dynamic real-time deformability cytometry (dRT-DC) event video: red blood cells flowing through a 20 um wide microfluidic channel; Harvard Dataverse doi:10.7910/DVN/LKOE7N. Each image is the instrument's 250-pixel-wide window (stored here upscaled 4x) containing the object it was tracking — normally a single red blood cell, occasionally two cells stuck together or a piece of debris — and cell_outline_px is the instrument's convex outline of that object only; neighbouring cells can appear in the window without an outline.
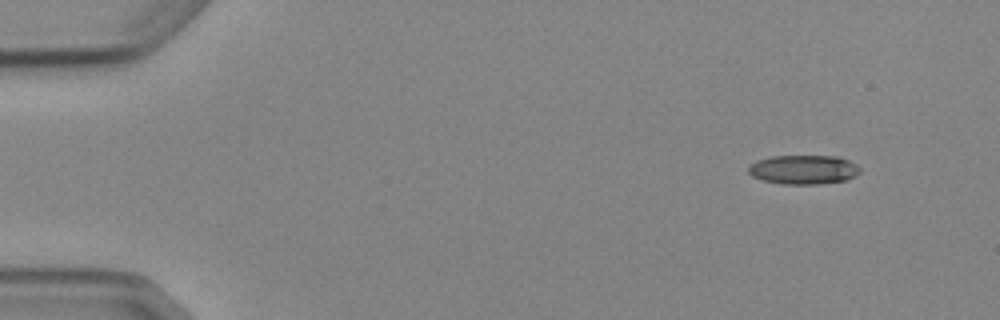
{"species": "Egyptian fruit bat (a non-hibernating species)", "species_latin": "Rousettus aegyptiacus", "temperature_condition": "cold", "stored_images_in_passage": 5, "camera_frame_rate_fps": 3000, "um_per_image_px": 0.085, "animal": {"sex": "female"}, "frame": {"image": 1, "passage_image": 1, "time_ms": 0.0, "image_size_px": [1000, 320], "cell_outline_px": [[860, 172], [856, 176], [848, 180], [820, 184], [784, 184], [764, 180], [752, 176], [748, 172], [748, 164], [756, 160], [772, 156], [840, 156], [856, 164], [860, 168]], "centroid_in_image_um": [68.31, 14.41], "position_along_channel_um": 16.7, "area_um2": 19.19}}
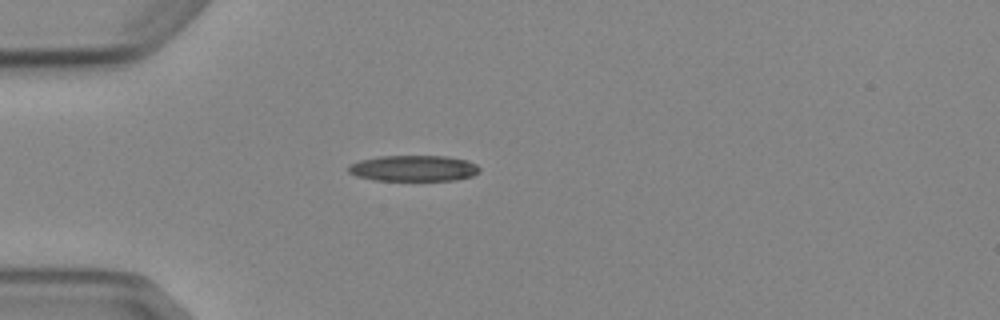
{"frame": {"image": 2, "passage_image": 4, "time_ms": 3.333, "image_size_px": [1000, 320], "cell_outline_px": [[480, 172], [472, 176], [456, 180], [372, 180], [356, 176], [348, 172], [348, 164], [360, 160], [380, 156], [444, 156], [468, 160], [476, 164], [480, 168]], "centroid_in_image_um": [35.15, 14.3], "position_along_channel_um": 49.9, "area_um2": 19.94}}